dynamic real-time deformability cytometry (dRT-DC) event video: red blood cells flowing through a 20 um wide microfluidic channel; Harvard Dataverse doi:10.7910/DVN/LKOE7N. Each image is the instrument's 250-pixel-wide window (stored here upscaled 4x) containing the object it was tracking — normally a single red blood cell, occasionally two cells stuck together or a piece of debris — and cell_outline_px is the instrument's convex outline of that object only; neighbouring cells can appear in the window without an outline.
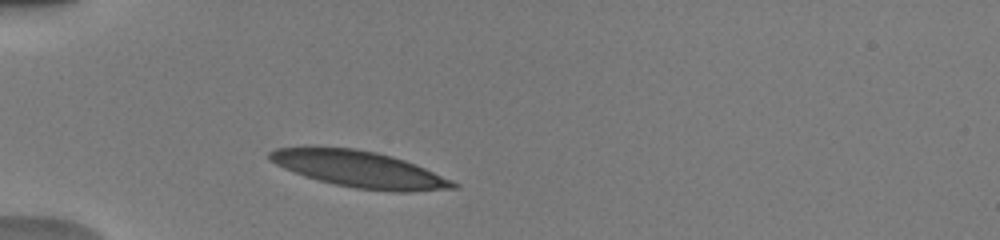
{"species": "human", "species_latin": "Homo sapiens", "temperature_condition": "warm", "stored_images_in_passage": 28, "camera_frame_rate_fps": 3000, "um_per_image_px": 0.085, "donor": {"sex": "male"}, "frame": {"image": 1, "passage_image": 1, "time_ms": 0.0, "image_size_px": [1000, 240], "cell_outline_px": [[460, 184], [456, 188], [412, 192], [396, 192], [356, 188], [336, 184], [320, 180], [284, 168], [276, 164], [268, 156], [268, 152], [276, 148], [352, 148], [376, 152], [392, 156], [416, 164], [452, 180]], "centroid_in_image_um": [30.64, 14.4], "position_along_channel_um": 54.4, "area_um2": 38.15}}
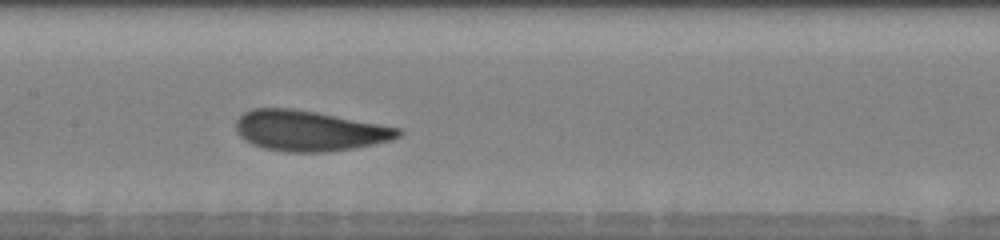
{"frame": {"image": 2, "passage_image": 8, "time_ms": 3.667, "image_size_px": [1000, 240], "cell_outline_px": [[404, 132], [400, 136], [392, 140], [352, 148], [328, 152], [288, 152], [264, 148], [252, 144], [244, 140], [236, 132], [236, 120], [244, 112], [252, 108], [292, 108], [316, 112], [400, 128]], "centroid_in_image_um": [26.26, 11.11], "position_along_channel_um": 181.1, "area_um2": 38.21}}
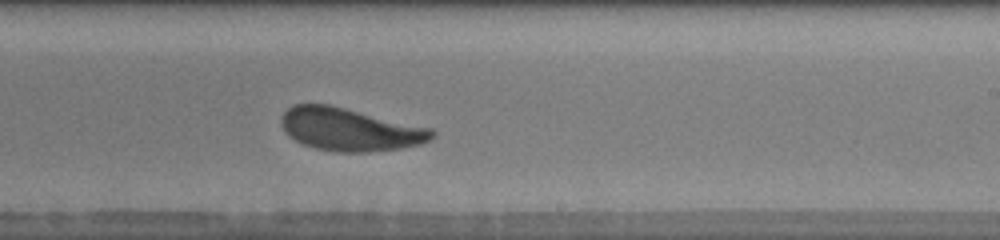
{"frame": {"image": 3, "passage_image": 12, "time_ms": 5.667, "image_size_px": [1000, 240], "cell_outline_px": [[436, 136], [420, 144], [400, 148], [368, 152], [332, 152], [316, 148], [304, 144], [288, 136], [284, 132], [280, 124], [280, 116], [292, 104], [328, 104], [432, 128], [436, 132]], "centroid_in_image_um": [29.71, 11.0], "position_along_channel_um": 259.3, "area_um2": 37.74}, "authors_computed_cell_mechanics": {"area_um2": 37.8301, "velocity_mm_per_s": 3.924, "shape_relaxation_time_tau1_ms": 1.9316, "shape_relaxation_time_tau2_ms": 0.8871, "deformation_change_tau1": 0.1139, "deformation_change_tau2": 0.0694}}